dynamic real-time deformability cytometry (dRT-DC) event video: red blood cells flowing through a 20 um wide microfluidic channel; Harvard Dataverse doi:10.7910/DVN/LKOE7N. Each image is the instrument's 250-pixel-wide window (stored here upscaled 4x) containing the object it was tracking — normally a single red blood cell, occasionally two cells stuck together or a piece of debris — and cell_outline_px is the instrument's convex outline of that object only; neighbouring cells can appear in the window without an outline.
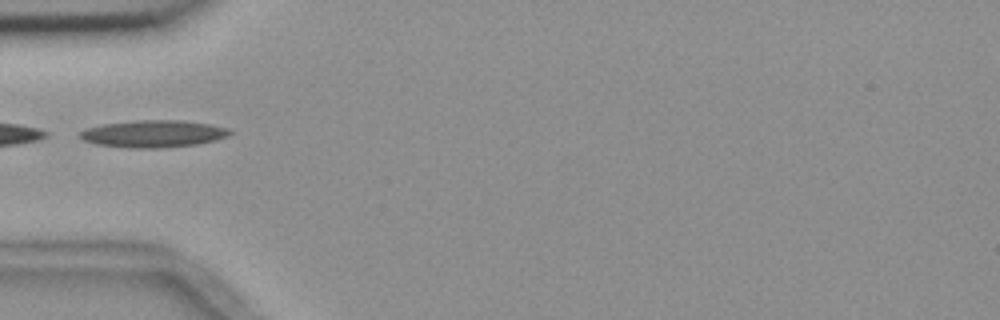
{"species": "common noctule bat (a hibernating species)", "species_latin": "Nyctalus noctula", "temperature_condition": "room temperature", "stored_images_in_passage": 13, "camera_frame_rate_fps": 3000, "um_per_image_px": 0.085, "animal": {"sex": "female", "body_mass_g": 18.4}, "frame": {"image": 1, "passage_image": 1, "time_ms": 0.0, "image_size_px": [1000, 320], "cell_outline_px": [[236, 132], [228, 136], [216, 140], [200, 144], [160, 148], [132, 148], [96, 144], [84, 140], [76, 136], [80, 132], [88, 128], [104, 124], [136, 120], [180, 120], [212, 124], [228, 128]], "centroid_in_image_um": [13.1, 11.37], "position_along_channel_um": 71.9, "area_um2": 23.93}}